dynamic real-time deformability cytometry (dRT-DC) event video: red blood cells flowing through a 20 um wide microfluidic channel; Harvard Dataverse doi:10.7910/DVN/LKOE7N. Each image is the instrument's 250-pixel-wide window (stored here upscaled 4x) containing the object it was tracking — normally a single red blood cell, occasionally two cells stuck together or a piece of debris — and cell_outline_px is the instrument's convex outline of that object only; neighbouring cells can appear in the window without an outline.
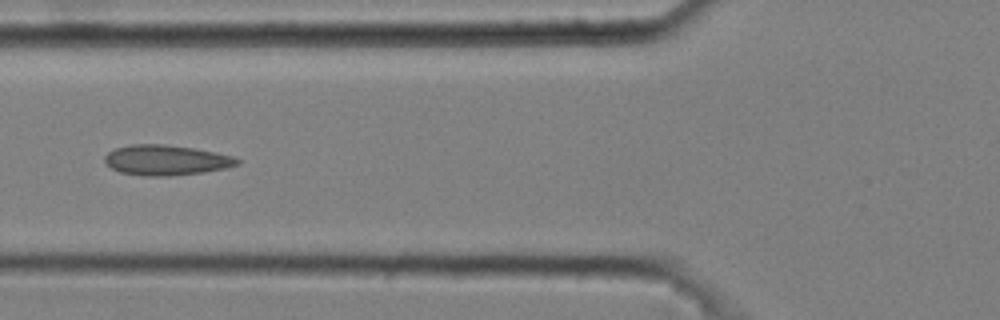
{"species": "common noctule bat (a hibernating species)", "species_latin": "Nyctalus noctula", "temperature_condition": "cold", "stored_images_in_passage": 9, "camera_frame_rate_fps": 3000, "um_per_image_px": 0.085, "animal": {"sex": "male", "body_mass_g": 20.4}, "frame": {"image": 1, "passage_image": 4, "time_ms": 1.0, "image_size_px": [1000, 320], "cell_outline_px": [[240, 164], [224, 168], [204, 172], [168, 176], [144, 176], [120, 172], [112, 168], [104, 160], [104, 156], [108, 152], [116, 148], [132, 144], [164, 144], [192, 148], [232, 156], [240, 160]], "centroid_in_image_um": [14.09, 13.61], "position_along_channel_um": 111.7, "area_um2": 23.12}}
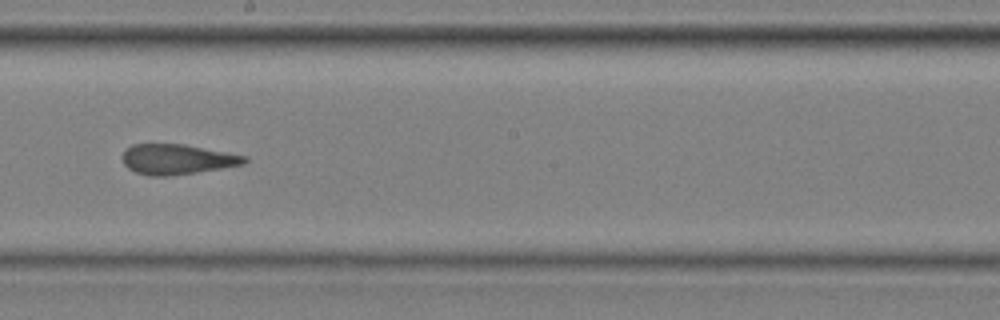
{"frame": {"image": 2, "passage_image": 7, "time_ms": 2.0, "image_size_px": [1000, 320], "cell_outline_px": [[248, 160], [244, 164], [196, 172], [168, 176], [148, 176], [136, 172], [128, 168], [124, 164], [120, 156], [132, 144], [184, 144], [228, 152], [248, 156]], "centroid_in_image_um": [15.04, 13.53], "position_along_channel_um": 233.2, "area_um2": 21.5}}
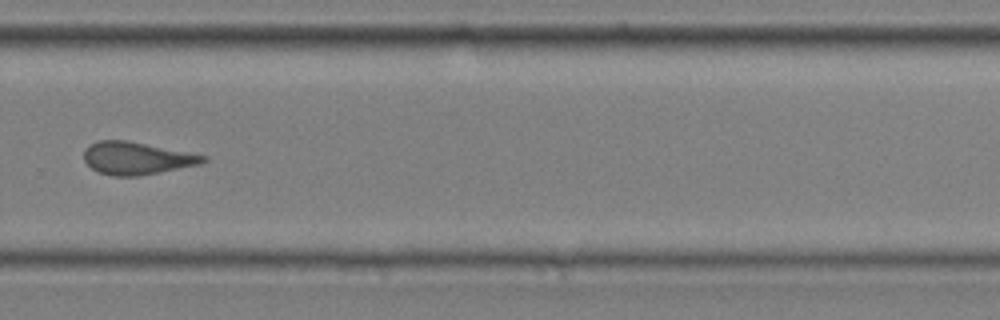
{"frame": {"image": 3, "passage_image": 9, "time_ms": 2.667, "image_size_px": [1000, 320], "cell_outline_px": [[208, 160], [200, 164], [140, 176], [112, 176], [100, 172], [92, 168], [84, 160], [84, 148], [96, 140], [128, 140], [208, 156]], "centroid_in_image_um": [11.61, 13.44], "position_along_channel_um": 318.2, "area_um2": 22.66}}